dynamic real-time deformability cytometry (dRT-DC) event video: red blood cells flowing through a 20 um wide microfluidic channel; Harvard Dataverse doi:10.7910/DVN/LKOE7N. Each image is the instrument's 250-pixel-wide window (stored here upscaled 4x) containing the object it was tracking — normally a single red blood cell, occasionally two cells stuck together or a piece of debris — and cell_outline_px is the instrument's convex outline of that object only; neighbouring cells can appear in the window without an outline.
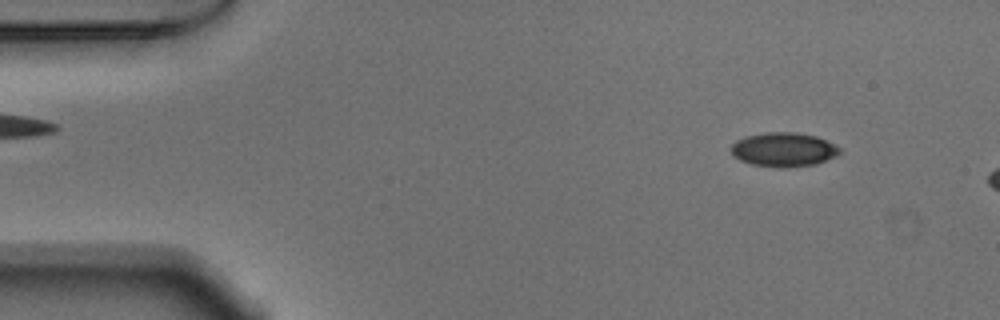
{"species": "Egyptian fruit bat (a non-hibernating species)", "species_latin": "Rousettus aegyptiacus", "temperature_condition": "warm", "stored_images_in_passage": 10, "camera_frame_rate_fps": 3000, "um_per_image_px": 0.085, "animal": {"sex": "male"}, "frame": {"image": 1, "passage_image": 5, "time_ms": 1.333, "image_size_px": [1000, 320], "cell_outline_px": [[840, 152], [836, 156], [816, 164], [780, 168], [752, 164], [740, 160], [732, 156], [732, 144], [736, 140], [744, 136], [764, 132], [796, 132], [816, 136], [840, 148]], "centroid_in_image_um": [66.57, 12.71], "position_along_channel_um": 18.4, "area_um2": 21.56}}